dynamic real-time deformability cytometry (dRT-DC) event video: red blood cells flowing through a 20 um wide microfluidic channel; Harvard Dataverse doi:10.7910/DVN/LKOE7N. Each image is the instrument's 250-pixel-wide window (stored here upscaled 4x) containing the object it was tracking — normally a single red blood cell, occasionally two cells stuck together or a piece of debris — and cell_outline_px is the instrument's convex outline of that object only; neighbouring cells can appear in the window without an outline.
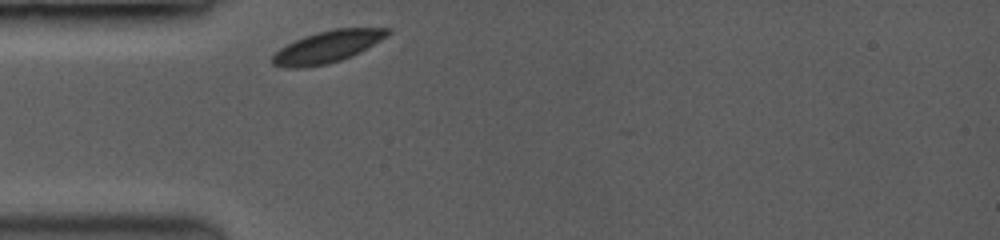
{"species": "common noctule bat (a hibernating species)", "species_latin": "Nyctalus noctula", "temperature_condition": "room temperature", "stored_images_in_passage": 21, "camera_frame_rate_fps": 3500, "um_per_image_px": 0.085, "animal": {"sex": "female", "body_mass_g": 19.0, "forearm_length_mm": 53.3}, "frame": {"image": 1, "passage_image": 1, "time_ms": 0.0, "image_size_px": [1000, 240], "cell_outline_px": [[392, 32], [388, 36], [360, 52], [352, 56], [328, 64], [300, 68], [292, 68], [272, 64], [268, 60], [280, 48], [304, 36], [336, 28], [392, 28]], "centroid_in_image_um": [27.85, 3.98], "position_along_channel_um": 57.2, "area_um2": 21.33}}
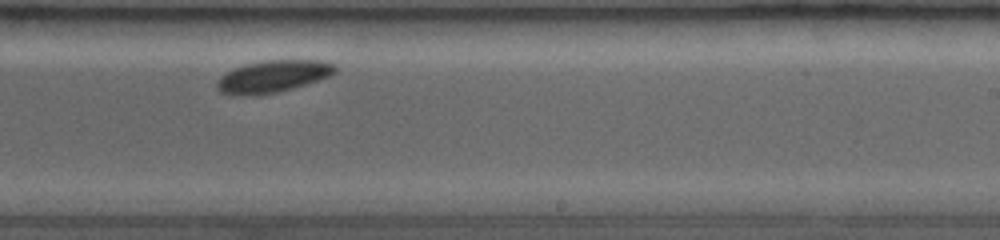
{"frame": {"image": 2, "passage_image": 12, "time_ms": 5.714, "image_size_px": [1000, 240], "cell_outline_px": [[336, 72], [328, 76], [292, 88], [276, 92], [220, 92], [216, 84], [220, 76], [244, 64], [264, 60], [320, 60], [332, 64], [336, 68]], "centroid_in_image_um": [23.26, 6.42], "position_along_channel_um": 265.7, "area_um2": 20.81}}
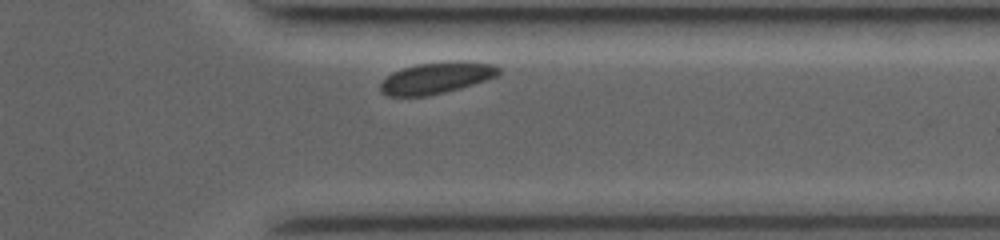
{"frame": {"image": 3, "passage_image": 19, "time_ms": 8.571, "image_size_px": [1000, 240], "cell_outline_px": [[500, 72], [496, 76], [460, 88], [428, 96], [388, 96], [380, 88], [380, 84], [392, 72], [404, 68], [420, 64], [452, 60], [464, 60], [492, 64], [500, 68]], "centroid_in_image_um": [37.12, 6.61], "position_along_channel_um": 374.3, "area_um2": 21.44}, "authors_computed_cell_mechanics": {"area_um2": 21.3282, "velocity_mm_per_s": 3.756, "shape_relaxation_time_tau1_ms": 1.0537, "shape_relaxation_time_tau2_ms": null, "deformation_change_tau1": 0.0418, "deformation_change_tau2": null}}